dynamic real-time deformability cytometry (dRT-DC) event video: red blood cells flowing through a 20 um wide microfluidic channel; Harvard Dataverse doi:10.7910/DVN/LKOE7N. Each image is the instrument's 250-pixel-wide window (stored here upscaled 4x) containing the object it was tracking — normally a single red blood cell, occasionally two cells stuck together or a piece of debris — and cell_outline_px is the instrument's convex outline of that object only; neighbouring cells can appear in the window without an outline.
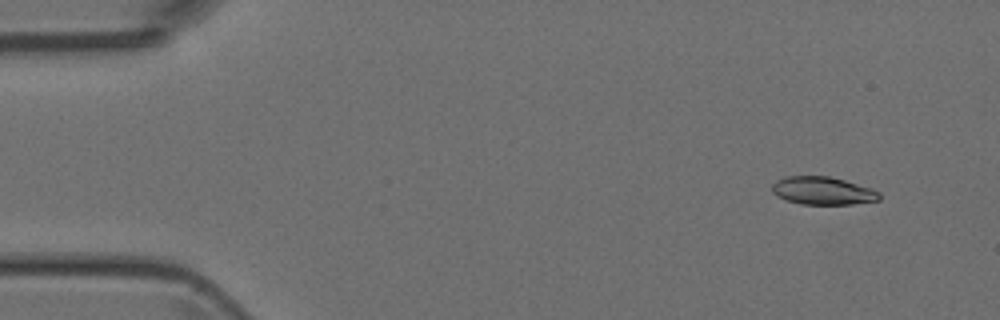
{"species": "Egyptian fruit bat (a non-hibernating species)", "species_latin": "Rousettus aegyptiacus", "temperature_condition": "room temperature", "stored_images_in_passage": 5, "camera_frame_rate_fps": 3000, "um_per_image_px": 0.085, "animal": {"sex": "female"}, "frame": {"image": 1, "passage_image": 2, "time_ms": 1.0, "image_size_px": [1000, 320], "cell_outline_px": [[880, 200], [852, 204], [800, 204], [784, 200], [776, 196], [772, 192], [772, 184], [776, 180], [784, 176], [828, 176], [844, 180], [872, 188], [880, 192]], "centroid_in_image_um": [69.91, 16.21], "position_along_channel_um": 15.1, "area_um2": 17.63}}
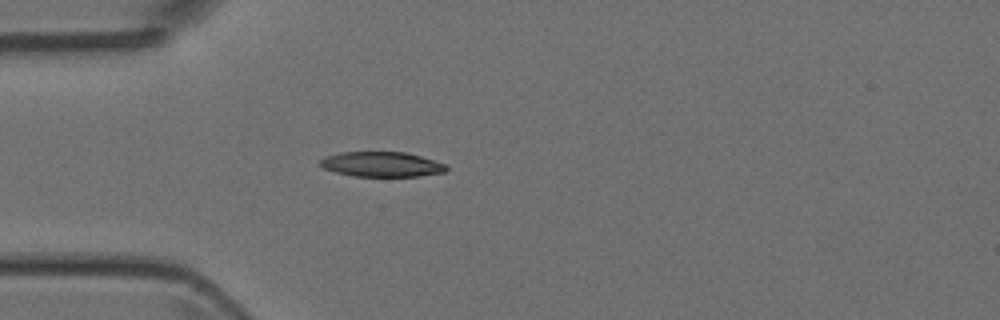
{"frame": {"image": 2, "passage_image": 5, "time_ms": 4.333, "image_size_px": [1000, 320], "cell_outline_px": [[448, 168], [444, 172], [420, 176], [352, 176], [336, 172], [324, 168], [320, 164], [320, 160], [324, 156], [340, 152], [404, 152], [420, 156], [448, 164]], "centroid_in_image_um": [32.45, 13.96], "position_along_channel_um": 52.5, "area_um2": 18.38}}